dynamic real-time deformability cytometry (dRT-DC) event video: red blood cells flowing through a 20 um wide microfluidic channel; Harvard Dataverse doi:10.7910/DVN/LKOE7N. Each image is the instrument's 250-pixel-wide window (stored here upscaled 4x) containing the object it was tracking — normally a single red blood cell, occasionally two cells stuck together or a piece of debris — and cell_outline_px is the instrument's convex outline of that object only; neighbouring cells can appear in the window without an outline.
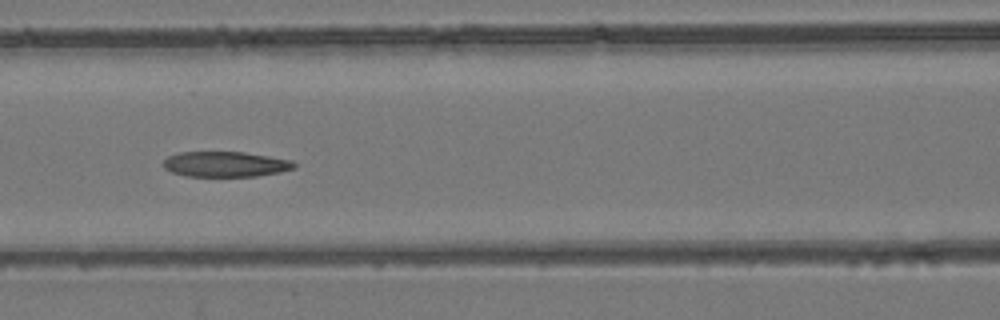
{"species": "common noctule bat (a hibernating species)", "species_latin": "Nyctalus noctula", "temperature_condition": "room temperature", "stored_images_in_passage": 8, "camera_frame_rate_fps": 3000, "um_per_image_px": 0.085, "animal": {"sex": "female", "body_mass_g": 24.6, "forearm_length_mm": 56.2}, "frame": {"image": 1, "passage_image": 8, "time_ms": 7.667, "image_size_px": [1000, 320], "cell_outline_px": [[296, 168], [280, 172], [256, 176], [184, 176], [172, 172], [164, 168], [160, 164], [168, 156], [180, 152], [244, 152], [292, 160], [296, 164]], "centroid_in_image_um": [19.14, 13.96], "position_along_channel_um": 147.5, "area_um2": 19.42}}